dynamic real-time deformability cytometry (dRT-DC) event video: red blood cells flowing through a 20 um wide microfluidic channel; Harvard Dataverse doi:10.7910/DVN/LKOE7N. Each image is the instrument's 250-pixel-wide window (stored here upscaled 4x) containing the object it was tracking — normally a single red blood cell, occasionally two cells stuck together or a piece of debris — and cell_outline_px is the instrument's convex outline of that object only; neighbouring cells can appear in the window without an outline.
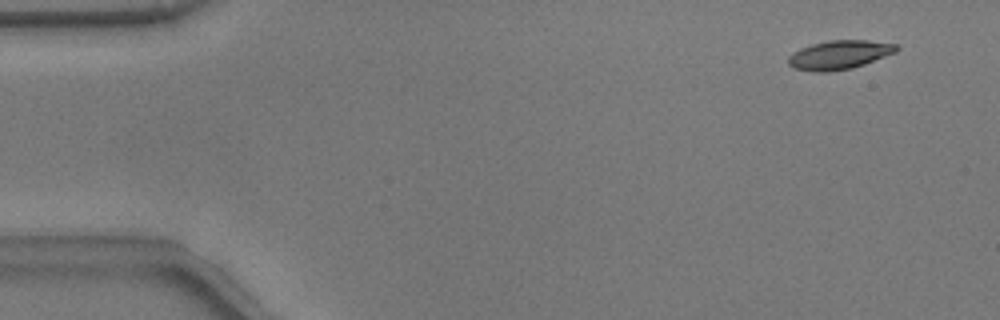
{"species": "common noctule bat (a hibernating species)", "species_latin": "Nyctalus noctula", "temperature_condition": "warm", "stored_images_in_passage": 12, "camera_frame_rate_fps": 3000, "um_per_image_px": 0.085, "animal": {"sex": "male", "body_mass_g": 17.9}, "frame": {"image": 1, "passage_image": 4, "time_ms": 1.0, "image_size_px": [1000, 320], "cell_outline_px": [[900, 48], [896, 52], [864, 64], [852, 68], [828, 72], [812, 72], [792, 68], [788, 64], [788, 56], [792, 52], [800, 48], [812, 44], [828, 40], [868, 40], [896, 44]], "centroid_in_image_um": [71.31, 4.66], "position_along_channel_um": 13.7, "area_um2": 18.38}}